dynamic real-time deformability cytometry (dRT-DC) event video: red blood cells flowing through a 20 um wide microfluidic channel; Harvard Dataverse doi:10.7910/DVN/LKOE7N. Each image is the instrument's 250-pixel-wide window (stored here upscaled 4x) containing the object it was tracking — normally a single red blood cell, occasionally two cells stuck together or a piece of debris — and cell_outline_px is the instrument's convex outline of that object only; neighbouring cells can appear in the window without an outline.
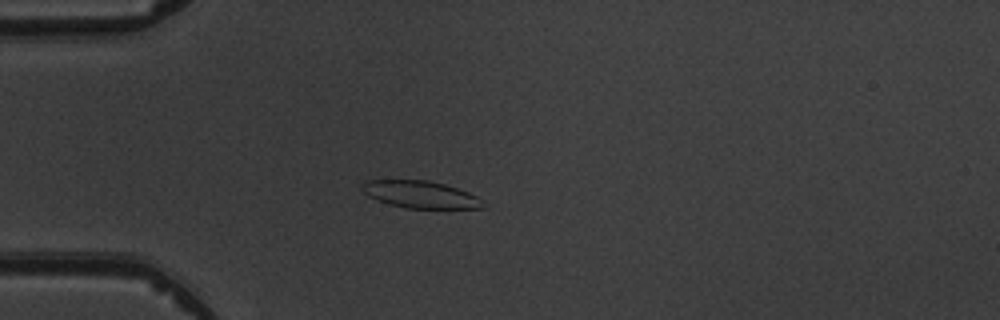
{"species": "common noctule bat (a hibernating species)", "species_latin": "Nyctalus noctula", "temperature_condition": "warm", "stored_images_in_passage": 5, "camera_frame_rate_fps": 3000, "um_per_image_px": 0.085, "animal": {"sex": "male", "body_mass_g": 19.5, "forearm_length_mm": 54.6}, "frame": {"image": 1, "passage_image": 4, "time_ms": 3.333, "image_size_px": [1000, 320], "cell_outline_px": [[484, 208], [408, 208], [388, 204], [368, 196], [360, 188], [360, 184], [364, 180], [428, 180], [444, 184], [468, 192], [476, 196], [480, 200]], "centroid_in_image_um": [35.66, 16.52], "position_along_channel_um": 49.3, "area_um2": 19.02}}